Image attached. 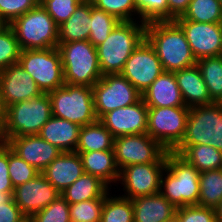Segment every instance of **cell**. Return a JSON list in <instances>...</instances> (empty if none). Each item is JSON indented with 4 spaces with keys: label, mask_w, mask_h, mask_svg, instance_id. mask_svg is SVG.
Masks as SVG:
<instances>
[{
    "label": "cell",
    "mask_w": 222,
    "mask_h": 222,
    "mask_svg": "<svg viewBox=\"0 0 222 222\" xmlns=\"http://www.w3.org/2000/svg\"><path fill=\"white\" fill-rule=\"evenodd\" d=\"M8 172L14 188L35 178L41 172L28 164L8 146Z\"/></svg>",
    "instance_id": "cell-37"
},
{
    "label": "cell",
    "mask_w": 222,
    "mask_h": 222,
    "mask_svg": "<svg viewBox=\"0 0 222 222\" xmlns=\"http://www.w3.org/2000/svg\"><path fill=\"white\" fill-rule=\"evenodd\" d=\"M42 94L32 76L19 63L0 72V102L2 109L30 100Z\"/></svg>",
    "instance_id": "cell-16"
},
{
    "label": "cell",
    "mask_w": 222,
    "mask_h": 222,
    "mask_svg": "<svg viewBox=\"0 0 222 222\" xmlns=\"http://www.w3.org/2000/svg\"><path fill=\"white\" fill-rule=\"evenodd\" d=\"M91 24V2H82L75 12L59 26L58 44L88 40Z\"/></svg>",
    "instance_id": "cell-26"
},
{
    "label": "cell",
    "mask_w": 222,
    "mask_h": 222,
    "mask_svg": "<svg viewBox=\"0 0 222 222\" xmlns=\"http://www.w3.org/2000/svg\"><path fill=\"white\" fill-rule=\"evenodd\" d=\"M145 38L146 23L120 21L106 40L96 47L102 75L120 74L127 59Z\"/></svg>",
    "instance_id": "cell-2"
},
{
    "label": "cell",
    "mask_w": 222,
    "mask_h": 222,
    "mask_svg": "<svg viewBox=\"0 0 222 222\" xmlns=\"http://www.w3.org/2000/svg\"><path fill=\"white\" fill-rule=\"evenodd\" d=\"M179 156L200 173L222 168V151L211 145L188 146Z\"/></svg>",
    "instance_id": "cell-29"
},
{
    "label": "cell",
    "mask_w": 222,
    "mask_h": 222,
    "mask_svg": "<svg viewBox=\"0 0 222 222\" xmlns=\"http://www.w3.org/2000/svg\"><path fill=\"white\" fill-rule=\"evenodd\" d=\"M199 174L196 168L179 155L167 152L159 192L176 208L198 205Z\"/></svg>",
    "instance_id": "cell-4"
},
{
    "label": "cell",
    "mask_w": 222,
    "mask_h": 222,
    "mask_svg": "<svg viewBox=\"0 0 222 222\" xmlns=\"http://www.w3.org/2000/svg\"><path fill=\"white\" fill-rule=\"evenodd\" d=\"M0 192H14L8 172V145L0 142Z\"/></svg>",
    "instance_id": "cell-44"
},
{
    "label": "cell",
    "mask_w": 222,
    "mask_h": 222,
    "mask_svg": "<svg viewBox=\"0 0 222 222\" xmlns=\"http://www.w3.org/2000/svg\"><path fill=\"white\" fill-rule=\"evenodd\" d=\"M189 107H148L147 134L172 152L183 140Z\"/></svg>",
    "instance_id": "cell-10"
},
{
    "label": "cell",
    "mask_w": 222,
    "mask_h": 222,
    "mask_svg": "<svg viewBox=\"0 0 222 222\" xmlns=\"http://www.w3.org/2000/svg\"><path fill=\"white\" fill-rule=\"evenodd\" d=\"M6 144L40 172L62 153L39 135L13 136Z\"/></svg>",
    "instance_id": "cell-19"
},
{
    "label": "cell",
    "mask_w": 222,
    "mask_h": 222,
    "mask_svg": "<svg viewBox=\"0 0 222 222\" xmlns=\"http://www.w3.org/2000/svg\"><path fill=\"white\" fill-rule=\"evenodd\" d=\"M81 126L52 116L41 128L38 135L62 152H75Z\"/></svg>",
    "instance_id": "cell-23"
},
{
    "label": "cell",
    "mask_w": 222,
    "mask_h": 222,
    "mask_svg": "<svg viewBox=\"0 0 222 222\" xmlns=\"http://www.w3.org/2000/svg\"><path fill=\"white\" fill-rule=\"evenodd\" d=\"M57 49L66 84L93 87L102 78L97 48L88 40L58 44Z\"/></svg>",
    "instance_id": "cell-5"
},
{
    "label": "cell",
    "mask_w": 222,
    "mask_h": 222,
    "mask_svg": "<svg viewBox=\"0 0 222 222\" xmlns=\"http://www.w3.org/2000/svg\"><path fill=\"white\" fill-rule=\"evenodd\" d=\"M198 206L215 209L222 201V168L199 174Z\"/></svg>",
    "instance_id": "cell-30"
},
{
    "label": "cell",
    "mask_w": 222,
    "mask_h": 222,
    "mask_svg": "<svg viewBox=\"0 0 222 222\" xmlns=\"http://www.w3.org/2000/svg\"><path fill=\"white\" fill-rule=\"evenodd\" d=\"M134 222H165L171 219L177 208L160 192L131 199Z\"/></svg>",
    "instance_id": "cell-24"
},
{
    "label": "cell",
    "mask_w": 222,
    "mask_h": 222,
    "mask_svg": "<svg viewBox=\"0 0 222 222\" xmlns=\"http://www.w3.org/2000/svg\"><path fill=\"white\" fill-rule=\"evenodd\" d=\"M92 89L98 120L107 112L130 106L142 98V94L121 74L103 75Z\"/></svg>",
    "instance_id": "cell-11"
},
{
    "label": "cell",
    "mask_w": 222,
    "mask_h": 222,
    "mask_svg": "<svg viewBox=\"0 0 222 222\" xmlns=\"http://www.w3.org/2000/svg\"><path fill=\"white\" fill-rule=\"evenodd\" d=\"M177 84L187 107L215 103L208 92L197 64L174 72Z\"/></svg>",
    "instance_id": "cell-22"
},
{
    "label": "cell",
    "mask_w": 222,
    "mask_h": 222,
    "mask_svg": "<svg viewBox=\"0 0 222 222\" xmlns=\"http://www.w3.org/2000/svg\"><path fill=\"white\" fill-rule=\"evenodd\" d=\"M148 106L142 98L126 107H120L104 114L99 121L114 138L125 135L147 133Z\"/></svg>",
    "instance_id": "cell-17"
},
{
    "label": "cell",
    "mask_w": 222,
    "mask_h": 222,
    "mask_svg": "<svg viewBox=\"0 0 222 222\" xmlns=\"http://www.w3.org/2000/svg\"><path fill=\"white\" fill-rule=\"evenodd\" d=\"M209 95L215 103L222 102V56L203 58L197 61Z\"/></svg>",
    "instance_id": "cell-31"
},
{
    "label": "cell",
    "mask_w": 222,
    "mask_h": 222,
    "mask_svg": "<svg viewBox=\"0 0 222 222\" xmlns=\"http://www.w3.org/2000/svg\"><path fill=\"white\" fill-rule=\"evenodd\" d=\"M114 136L99 121L82 126L75 152L113 150Z\"/></svg>",
    "instance_id": "cell-28"
},
{
    "label": "cell",
    "mask_w": 222,
    "mask_h": 222,
    "mask_svg": "<svg viewBox=\"0 0 222 222\" xmlns=\"http://www.w3.org/2000/svg\"><path fill=\"white\" fill-rule=\"evenodd\" d=\"M18 63L32 76L42 93H49L65 84L57 47L21 50Z\"/></svg>",
    "instance_id": "cell-9"
},
{
    "label": "cell",
    "mask_w": 222,
    "mask_h": 222,
    "mask_svg": "<svg viewBox=\"0 0 222 222\" xmlns=\"http://www.w3.org/2000/svg\"><path fill=\"white\" fill-rule=\"evenodd\" d=\"M175 215L180 222H218L215 209L198 205L178 207Z\"/></svg>",
    "instance_id": "cell-43"
},
{
    "label": "cell",
    "mask_w": 222,
    "mask_h": 222,
    "mask_svg": "<svg viewBox=\"0 0 222 222\" xmlns=\"http://www.w3.org/2000/svg\"><path fill=\"white\" fill-rule=\"evenodd\" d=\"M109 189L103 181L91 174L83 173L73 184L67 187L61 196L69 203L101 198Z\"/></svg>",
    "instance_id": "cell-27"
},
{
    "label": "cell",
    "mask_w": 222,
    "mask_h": 222,
    "mask_svg": "<svg viewBox=\"0 0 222 222\" xmlns=\"http://www.w3.org/2000/svg\"><path fill=\"white\" fill-rule=\"evenodd\" d=\"M215 213H216V218L218 219V222H222V201L215 208Z\"/></svg>",
    "instance_id": "cell-48"
},
{
    "label": "cell",
    "mask_w": 222,
    "mask_h": 222,
    "mask_svg": "<svg viewBox=\"0 0 222 222\" xmlns=\"http://www.w3.org/2000/svg\"><path fill=\"white\" fill-rule=\"evenodd\" d=\"M166 163L133 164L120 170L119 181L124 186L122 197L134 199L160 191V179Z\"/></svg>",
    "instance_id": "cell-15"
},
{
    "label": "cell",
    "mask_w": 222,
    "mask_h": 222,
    "mask_svg": "<svg viewBox=\"0 0 222 222\" xmlns=\"http://www.w3.org/2000/svg\"><path fill=\"white\" fill-rule=\"evenodd\" d=\"M79 154L84 173L98 177L107 186L119 181L120 170L116 165L113 150L76 152Z\"/></svg>",
    "instance_id": "cell-25"
},
{
    "label": "cell",
    "mask_w": 222,
    "mask_h": 222,
    "mask_svg": "<svg viewBox=\"0 0 222 222\" xmlns=\"http://www.w3.org/2000/svg\"><path fill=\"white\" fill-rule=\"evenodd\" d=\"M28 222H71L69 203L59 195L47 207L33 214Z\"/></svg>",
    "instance_id": "cell-38"
},
{
    "label": "cell",
    "mask_w": 222,
    "mask_h": 222,
    "mask_svg": "<svg viewBox=\"0 0 222 222\" xmlns=\"http://www.w3.org/2000/svg\"><path fill=\"white\" fill-rule=\"evenodd\" d=\"M191 0H167L169 9V21L181 17L187 10Z\"/></svg>",
    "instance_id": "cell-46"
},
{
    "label": "cell",
    "mask_w": 222,
    "mask_h": 222,
    "mask_svg": "<svg viewBox=\"0 0 222 222\" xmlns=\"http://www.w3.org/2000/svg\"><path fill=\"white\" fill-rule=\"evenodd\" d=\"M110 194L104 199L100 222H134L131 199Z\"/></svg>",
    "instance_id": "cell-33"
},
{
    "label": "cell",
    "mask_w": 222,
    "mask_h": 222,
    "mask_svg": "<svg viewBox=\"0 0 222 222\" xmlns=\"http://www.w3.org/2000/svg\"><path fill=\"white\" fill-rule=\"evenodd\" d=\"M61 194L84 173L81 158L76 152H62L42 172Z\"/></svg>",
    "instance_id": "cell-20"
},
{
    "label": "cell",
    "mask_w": 222,
    "mask_h": 222,
    "mask_svg": "<svg viewBox=\"0 0 222 222\" xmlns=\"http://www.w3.org/2000/svg\"><path fill=\"white\" fill-rule=\"evenodd\" d=\"M82 2H92L93 0H81Z\"/></svg>",
    "instance_id": "cell-51"
},
{
    "label": "cell",
    "mask_w": 222,
    "mask_h": 222,
    "mask_svg": "<svg viewBox=\"0 0 222 222\" xmlns=\"http://www.w3.org/2000/svg\"><path fill=\"white\" fill-rule=\"evenodd\" d=\"M148 107L186 106L174 72L163 71L142 93Z\"/></svg>",
    "instance_id": "cell-21"
},
{
    "label": "cell",
    "mask_w": 222,
    "mask_h": 222,
    "mask_svg": "<svg viewBox=\"0 0 222 222\" xmlns=\"http://www.w3.org/2000/svg\"><path fill=\"white\" fill-rule=\"evenodd\" d=\"M40 0H0V20L9 25L39 4Z\"/></svg>",
    "instance_id": "cell-42"
},
{
    "label": "cell",
    "mask_w": 222,
    "mask_h": 222,
    "mask_svg": "<svg viewBox=\"0 0 222 222\" xmlns=\"http://www.w3.org/2000/svg\"><path fill=\"white\" fill-rule=\"evenodd\" d=\"M21 49L13 29L9 25L0 28V72L18 63Z\"/></svg>",
    "instance_id": "cell-35"
},
{
    "label": "cell",
    "mask_w": 222,
    "mask_h": 222,
    "mask_svg": "<svg viewBox=\"0 0 222 222\" xmlns=\"http://www.w3.org/2000/svg\"><path fill=\"white\" fill-rule=\"evenodd\" d=\"M14 192H0V203L9 202L13 198Z\"/></svg>",
    "instance_id": "cell-47"
},
{
    "label": "cell",
    "mask_w": 222,
    "mask_h": 222,
    "mask_svg": "<svg viewBox=\"0 0 222 222\" xmlns=\"http://www.w3.org/2000/svg\"><path fill=\"white\" fill-rule=\"evenodd\" d=\"M184 31L191 51L198 61L218 57L222 52V23H199L177 17L174 20Z\"/></svg>",
    "instance_id": "cell-14"
},
{
    "label": "cell",
    "mask_w": 222,
    "mask_h": 222,
    "mask_svg": "<svg viewBox=\"0 0 222 222\" xmlns=\"http://www.w3.org/2000/svg\"><path fill=\"white\" fill-rule=\"evenodd\" d=\"M165 222H180V219L176 215H174L171 219H169Z\"/></svg>",
    "instance_id": "cell-49"
},
{
    "label": "cell",
    "mask_w": 222,
    "mask_h": 222,
    "mask_svg": "<svg viewBox=\"0 0 222 222\" xmlns=\"http://www.w3.org/2000/svg\"><path fill=\"white\" fill-rule=\"evenodd\" d=\"M55 23L63 24L82 3L81 0H40L39 2Z\"/></svg>",
    "instance_id": "cell-41"
},
{
    "label": "cell",
    "mask_w": 222,
    "mask_h": 222,
    "mask_svg": "<svg viewBox=\"0 0 222 222\" xmlns=\"http://www.w3.org/2000/svg\"><path fill=\"white\" fill-rule=\"evenodd\" d=\"M4 25V23L0 20V28Z\"/></svg>",
    "instance_id": "cell-52"
},
{
    "label": "cell",
    "mask_w": 222,
    "mask_h": 222,
    "mask_svg": "<svg viewBox=\"0 0 222 222\" xmlns=\"http://www.w3.org/2000/svg\"><path fill=\"white\" fill-rule=\"evenodd\" d=\"M200 144L222 151L221 103L190 107L185 135L172 152L180 155L188 146Z\"/></svg>",
    "instance_id": "cell-7"
},
{
    "label": "cell",
    "mask_w": 222,
    "mask_h": 222,
    "mask_svg": "<svg viewBox=\"0 0 222 222\" xmlns=\"http://www.w3.org/2000/svg\"><path fill=\"white\" fill-rule=\"evenodd\" d=\"M60 193L40 173L32 180L14 188L13 199L21 212L29 219L53 202Z\"/></svg>",
    "instance_id": "cell-18"
},
{
    "label": "cell",
    "mask_w": 222,
    "mask_h": 222,
    "mask_svg": "<svg viewBox=\"0 0 222 222\" xmlns=\"http://www.w3.org/2000/svg\"><path fill=\"white\" fill-rule=\"evenodd\" d=\"M9 26L13 29L21 50L58 46L59 26L40 3L14 19Z\"/></svg>",
    "instance_id": "cell-6"
},
{
    "label": "cell",
    "mask_w": 222,
    "mask_h": 222,
    "mask_svg": "<svg viewBox=\"0 0 222 222\" xmlns=\"http://www.w3.org/2000/svg\"><path fill=\"white\" fill-rule=\"evenodd\" d=\"M52 116L48 93L10 105L3 111L0 142L6 143L13 136L38 135Z\"/></svg>",
    "instance_id": "cell-3"
},
{
    "label": "cell",
    "mask_w": 222,
    "mask_h": 222,
    "mask_svg": "<svg viewBox=\"0 0 222 222\" xmlns=\"http://www.w3.org/2000/svg\"><path fill=\"white\" fill-rule=\"evenodd\" d=\"M92 4L95 8L115 16L119 21H137L136 18L133 19L134 15H137L135 0H93Z\"/></svg>",
    "instance_id": "cell-39"
},
{
    "label": "cell",
    "mask_w": 222,
    "mask_h": 222,
    "mask_svg": "<svg viewBox=\"0 0 222 222\" xmlns=\"http://www.w3.org/2000/svg\"><path fill=\"white\" fill-rule=\"evenodd\" d=\"M135 3L141 22L169 21L167 0H135Z\"/></svg>",
    "instance_id": "cell-40"
},
{
    "label": "cell",
    "mask_w": 222,
    "mask_h": 222,
    "mask_svg": "<svg viewBox=\"0 0 222 222\" xmlns=\"http://www.w3.org/2000/svg\"><path fill=\"white\" fill-rule=\"evenodd\" d=\"M0 222H28L12 198L9 202L0 203Z\"/></svg>",
    "instance_id": "cell-45"
},
{
    "label": "cell",
    "mask_w": 222,
    "mask_h": 222,
    "mask_svg": "<svg viewBox=\"0 0 222 222\" xmlns=\"http://www.w3.org/2000/svg\"><path fill=\"white\" fill-rule=\"evenodd\" d=\"M48 94L53 116L74 122L81 127L98 120L94 110L92 87L65 83Z\"/></svg>",
    "instance_id": "cell-8"
},
{
    "label": "cell",
    "mask_w": 222,
    "mask_h": 222,
    "mask_svg": "<svg viewBox=\"0 0 222 222\" xmlns=\"http://www.w3.org/2000/svg\"><path fill=\"white\" fill-rule=\"evenodd\" d=\"M146 39L154 47L164 71L176 72L197 63L184 31L175 21L146 23Z\"/></svg>",
    "instance_id": "cell-1"
},
{
    "label": "cell",
    "mask_w": 222,
    "mask_h": 222,
    "mask_svg": "<svg viewBox=\"0 0 222 222\" xmlns=\"http://www.w3.org/2000/svg\"><path fill=\"white\" fill-rule=\"evenodd\" d=\"M181 18L199 23H222V5L219 0H191Z\"/></svg>",
    "instance_id": "cell-32"
},
{
    "label": "cell",
    "mask_w": 222,
    "mask_h": 222,
    "mask_svg": "<svg viewBox=\"0 0 222 222\" xmlns=\"http://www.w3.org/2000/svg\"><path fill=\"white\" fill-rule=\"evenodd\" d=\"M113 151L119 170L133 164L166 163L168 152L147 133L115 138Z\"/></svg>",
    "instance_id": "cell-12"
},
{
    "label": "cell",
    "mask_w": 222,
    "mask_h": 222,
    "mask_svg": "<svg viewBox=\"0 0 222 222\" xmlns=\"http://www.w3.org/2000/svg\"><path fill=\"white\" fill-rule=\"evenodd\" d=\"M119 22L115 16L95 8L91 2V24L88 41L97 47L106 40Z\"/></svg>",
    "instance_id": "cell-34"
},
{
    "label": "cell",
    "mask_w": 222,
    "mask_h": 222,
    "mask_svg": "<svg viewBox=\"0 0 222 222\" xmlns=\"http://www.w3.org/2000/svg\"><path fill=\"white\" fill-rule=\"evenodd\" d=\"M108 190L101 198L69 204L70 220L74 222H100L104 199Z\"/></svg>",
    "instance_id": "cell-36"
},
{
    "label": "cell",
    "mask_w": 222,
    "mask_h": 222,
    "mask_svg": "<svg viewBox=\"0 0 222 222\" xmlns=\"http://www.w3.org/2000/svg\"><path fill=\"white\" fill-rule=\"evenodd\" d=\"M3 109H2V106H1V102H0V125H1V122H2V119H3Z\"/></svg>",
    "instance_id": "cell-50"
},
{
    "label": "cell",
    "mask_w": 222,
    "mask_h": 222,
    "mask_svg": "<svg viewBox=\"0 0 222 222\" xmlns=\"http://www.w3.org/2000/svg\"><path fill=\"white\" fill-rule=\"evenodd\" d=\"M163 71L154 47L145 38L127 59L120 74L142 94Z\"/></svg>",
    "instance_id": "cell-13"
}]
</instances>
